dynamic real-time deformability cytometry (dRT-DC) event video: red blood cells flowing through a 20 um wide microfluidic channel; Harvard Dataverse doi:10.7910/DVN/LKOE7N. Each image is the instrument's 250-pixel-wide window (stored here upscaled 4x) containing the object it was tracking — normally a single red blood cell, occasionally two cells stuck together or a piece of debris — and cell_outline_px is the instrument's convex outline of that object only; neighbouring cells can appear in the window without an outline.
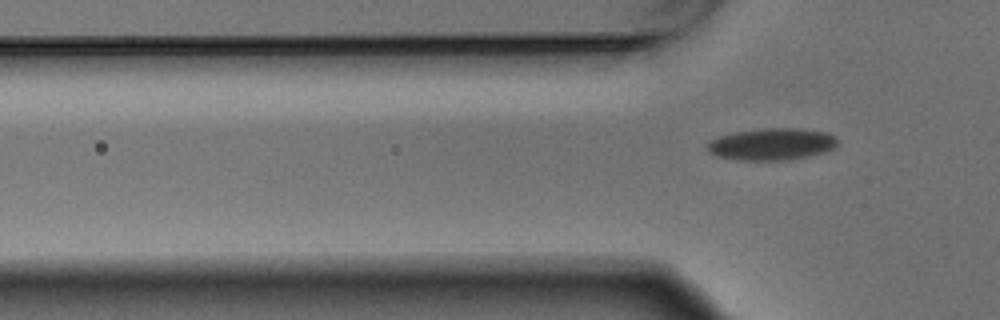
{"species": "Egyptian fruit bat (a non-hibernating species)", "species_latin": "Rousettus aegyptiacus", "temperature_condition": "warm", "stored_images_in_passage": 2, "camera_frame_rate_fps": 3000, "um_per_image_px": 0.085, "animal": {"sex": "male"}, "frame": {"image": 1, "passage_image": 2, "time_ms": 0.333, "image_size_px": [1000, 320], "cell_outline_px": [[836, 148], [828, 152], [788, 160], [736, 160], [720, 156], [708, 152], [708, 144], [712, 140], [720, 136], [736, 132], [768, 128], [796, 128], [824, 132], [832, 136], [836, 140]], "centroid_in_image_um": [65.63, 12.27], "position_along_channel_um": 60.2, "area_um2": 23.93}}